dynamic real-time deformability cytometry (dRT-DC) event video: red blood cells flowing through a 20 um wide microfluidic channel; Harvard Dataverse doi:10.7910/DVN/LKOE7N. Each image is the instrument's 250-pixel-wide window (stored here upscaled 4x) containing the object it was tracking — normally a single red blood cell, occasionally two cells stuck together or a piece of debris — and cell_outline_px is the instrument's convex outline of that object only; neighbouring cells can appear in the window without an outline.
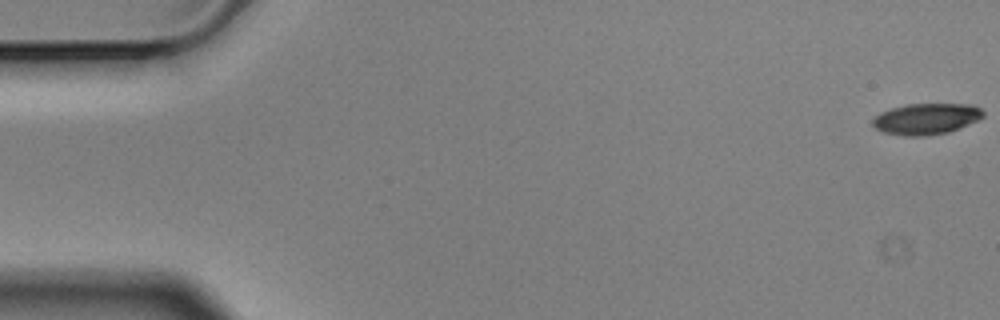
{"species": "Egyptian fruit bat (a non-hibernating species)", "species_latin": "Rousettus aegyptiacus", "temperature_condition": "cold", "stored_images_in_passage": 7, "camera_frame_rate_fps": 3000, "um_per_image_px": 0.085, "animal": {"sex": "male"}, "frame": {"image": 1, "passage_image": 1, "time_ms": 0.0, "image_size_px": [1000, 320], "cell_outline_px": [[984, 116], [976, 120], [948, 132], [928, 136], [904, 136], [884, 132], [876, 128], [872, 124], [872, 120], [880, 112], [892, 108], [908, 104], [972, 104], [980, 108], [984, 112]], "centroid_in_image_um": [78.71, 10.1], "position_along_channel_um": 6.3, "area_um2": 19.88}}
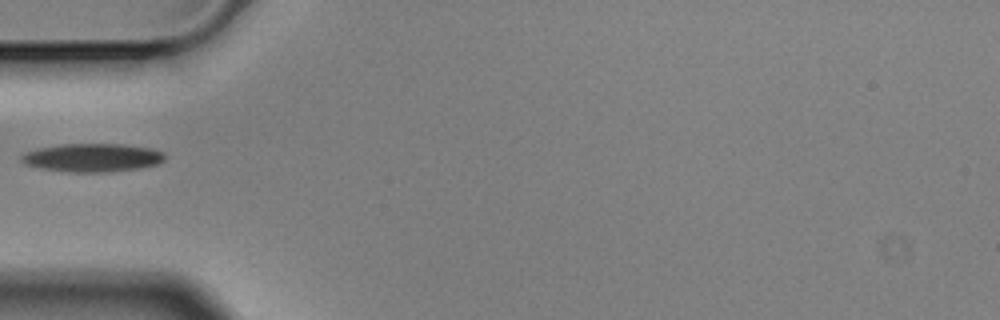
{"frame": {"image": 2, "passage_image": 6, "time_ms": 1.667, "image_size_px": [1000, 320], "cell_outline_px": [[164, 160], [156, 164], [140, 168], [108, 172], [68, 172], [40, 168], [24, 164], [20, 160], [20, 156], [24, 152], [36, 148], [64, 144], [120, 144], [152, 148], [164, 152]], "centroid_in_image_um": [7.81, 13.4], "position_along_channel_um": 77.2, "area_um2": 23.81}}
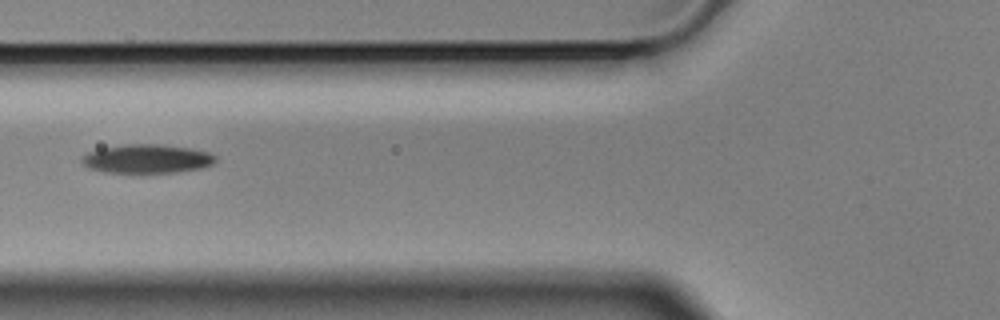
{"frame": {"image": 3, "passage_image": 7, "time_ms": 2.0, "image_size_px": [1000, 320], "cell_outline_px": [[216, 160], [212, 164], [200, 168], [172, 172], [108, 172], [88, 168], [80, 160], [80, 156], [88, 152], [100, 148], [128, 144], [160, 144], [192, 148], [208, 152], [216, 156]], "centroid_in_image_um": [12.47, 13.48], "position_along_channel_um": 113.3, "area_um2": 22.31}}